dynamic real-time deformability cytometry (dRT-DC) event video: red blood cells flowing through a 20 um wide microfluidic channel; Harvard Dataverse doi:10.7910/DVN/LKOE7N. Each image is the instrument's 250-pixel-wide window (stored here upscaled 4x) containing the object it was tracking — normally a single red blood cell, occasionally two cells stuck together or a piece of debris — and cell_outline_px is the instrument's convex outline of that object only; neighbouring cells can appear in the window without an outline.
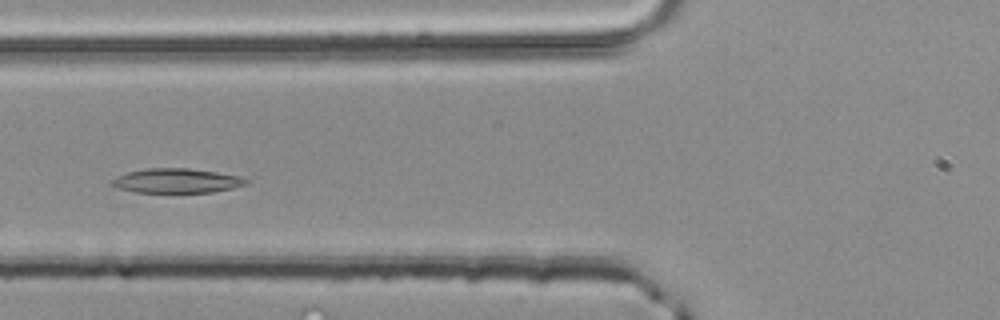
{"species": "common noctule bat (a hibernating species)", "species_latin": "Nyctalus noctula", "temperature_condition": "room temperature", "stored_images_in_passage": 31, "camera_frame_rate_fps": 3000, "um_per_image_px": 0.085, "animal": {"sex": "male", "body_mass_g": 20.4}, "frame": {"image": 1, "passage_image": 5, "time_ms": 1.333, "image_size_px": [1000, 320], "cell_outline_px": [[248, 184], [232, 188], [212, 192], [136, 192], [120, 188], [112, 184], [112, 180], [128, 172], [144, 168], [188, 168], [216, 172], [240, 176], [248, 180]], "centroid_in_image_um": [15.06, 15.36], "position_along_channel_um": 110.7, "area_um2": 18.84}}
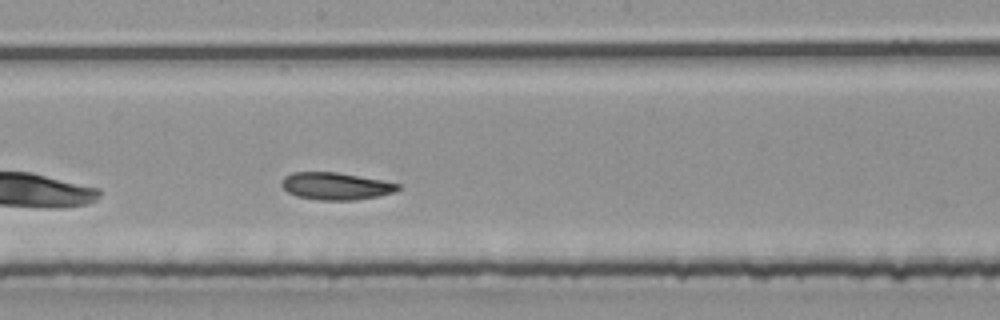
{"frame": {"image": 2, "passage_image": 13, "time_ms": 4.0, "image_size_px": [1000, 320], "cell_outline_px": [[400, 188], [396, 192], [356, 200], [320, 200], [296, 196], [288, 192], [280, 184], [280, 180], [284, 176], [292, 172], [336, 172], [380, 180], [400, 184]], "centroid_in_image_um": [28.5, 15.82], "position_along_channel_um": 219.7, "area_um2": 18.44}}
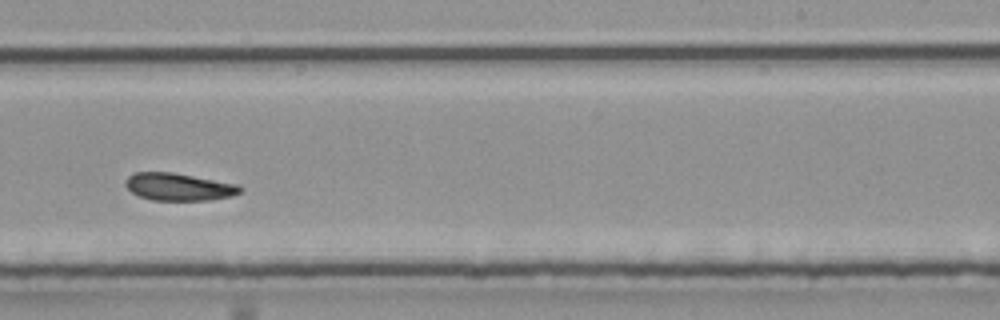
{"frame": {"image": 3, "passage_image": 17, "time_ms": 5.333, "image_size_px": [1000, 320], "cell_outline_px": [[244, 188], [240, 192], [232, 196], [208, 200], [152, 200], [140, 196], [132, 192], [124, 184], [124, 180], [128, 176], [136, 172], [172, 172], [240, 184]], "centroid_in_image_um": [15.22, 15.87], "position_along_channel_um": 273.8, "area_um2": 18.44}}